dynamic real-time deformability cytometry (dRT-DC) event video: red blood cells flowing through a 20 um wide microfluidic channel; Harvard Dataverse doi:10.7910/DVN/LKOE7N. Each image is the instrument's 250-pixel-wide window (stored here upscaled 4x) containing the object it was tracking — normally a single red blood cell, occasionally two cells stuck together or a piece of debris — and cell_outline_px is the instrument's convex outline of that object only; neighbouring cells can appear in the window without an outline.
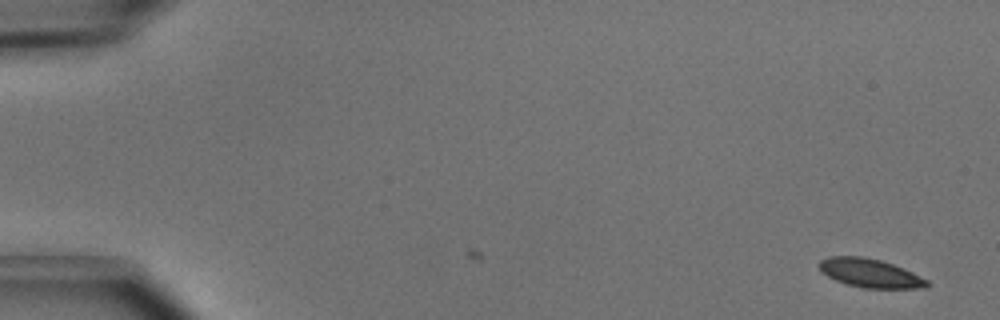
{"species": "common noctule bat (a hibernating species)", "species_latin": "Nyctalus noctula", "temperature_condition": "cold", "stored_images_in_passage": 6, "camera_frame_rate_fps": 3000, "um_per_image_px": 0.085, "animal": {"sex": "male", "body_mass_g": 15.6}, "frame": {"image": 1, "passage_image": 1, "time_ms": 0.0, "image_size_px": [1000, 320], "cell_outline_px": [[928, 284], [924, 288], [860, 288], [836, 280], [820, 272], [816, 264], [820, 260], [828, 256], [864, 256], [880, 260], [904, 268], [928, 280]], "centroid_in_image_um": [73.9, 23.2], "position_along_channel_um": 11.1, "area_um2": 18.15}}
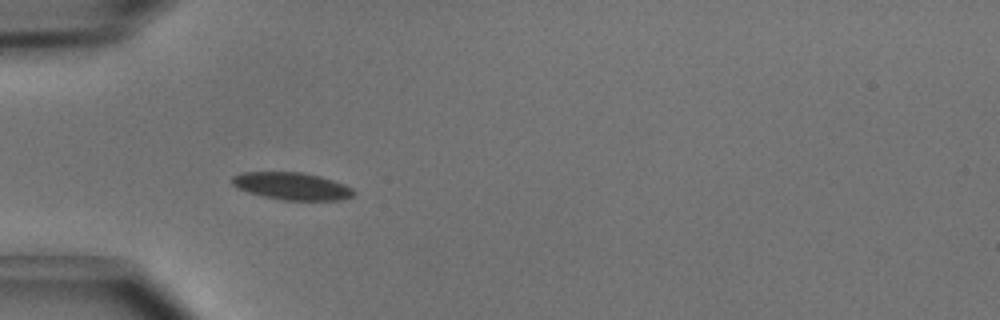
{"frame": {"image": 2, "passage_image": 5, "time_ms": 1.333, "image_size_px": [1000, 320], "cell_outline_px": [[356, 192], [352, 196], [340, 200], [284, 200], [264, 196], [248, 192], [236, 188], [232, 184], [232, 176], [240, 172], [304, 172], [320, 176], [344, 184], [352, 188]], "centroid_in_image_um": [24.79, 15.81], "position_along_channel_um": 60.2, "area_um2": 19.42}}